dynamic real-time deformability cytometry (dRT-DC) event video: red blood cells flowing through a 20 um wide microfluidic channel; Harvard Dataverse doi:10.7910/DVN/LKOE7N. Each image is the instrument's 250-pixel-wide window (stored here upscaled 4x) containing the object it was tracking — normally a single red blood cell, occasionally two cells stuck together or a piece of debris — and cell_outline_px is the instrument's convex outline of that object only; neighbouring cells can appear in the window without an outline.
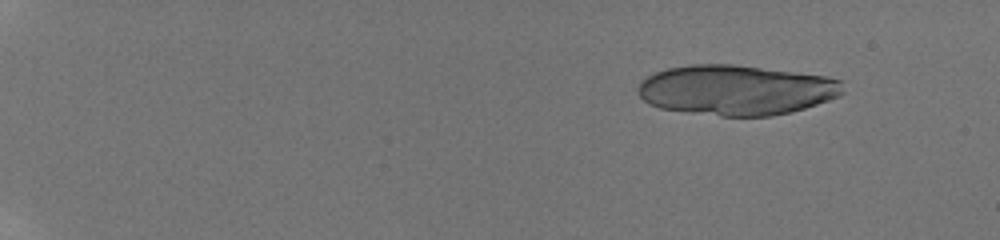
{"species": "human", "species_latin": "Homo sapiens", "temperature_condition": "room temperature", "stored_images_in_passage": 12, "camera_frame_rate_fps": 3000, "um_per_image_px": 0.085, "donor": {"sex": "male"}, "frame": {"image": 1, "passage_image": 3, "time_ms": 2.333, "image_size_px": [1000, 240], "cell_outline_px": [[844, 92], [840, 96], [792, 112], [772, 116], [720, 116], [660, 108], [648, 104], [636, 92], [636, 88], [648, 76], [656, 72], [668, 68], [692, 64], [732, 64], [828, 76], [844, 80]], "centroid_in_image_um": [62.61, 7.65], "position_along_channel_um": 22.4, "area_um2": 60.11}}